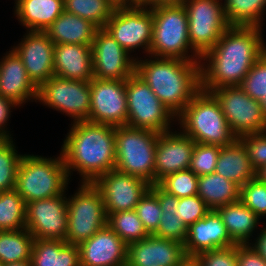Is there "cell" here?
<instances>
[{
  "label": "cell",
  "mask_w": 266,
  "mask_h": 266,
  "mask_svg": "<svg viewBox=\"0 0 266 266\" xmlns=\"http://www.w3.org/2000/svg\"><path fill=\"white\" fill-rule=\"evenodd\" d=\"M261 29L230 26L217 44L200 57V89L210 92L218 87L240 86L266 51Z\"/></svg>",
  "instance_id": "cell-1"
},
{
  "label": "cell",
  "mask_w": 266,
  "mask_h": 266,
  "mask_svg": "<svg viewBox=\"0 0 266 266\" xmlns=\"http://www.w3.org/2000/svg\"><path fill=\"white\" fill-rule=\"evenodd\" d=\"M63 143L61 154L68 176L72 171H78L81 183L93 184L100 176L115 169L114 126L74 122Z\"/></svg>",
  "instance_id": "cell-2"
},
{
  "label": "cell",
  "mask_w": 266,
  "mask_h": 266,
  "mask_svg": "<svg viewBox=\"0 0 266 266\" xmlns=\"http://www.w3.org/2000/svg\"><path fill=\"white\" fill-rule=\"evenodd\" d=\"M151 58L138 60L137 57L135 73L177 117L200 90V61Z\"/></svg>",
  "instance_id": "cell-3"
},
{
  "label": "cell",
  "mask_w": 266,
  "mask_h": 266,
  "mask_svg": "<svg viewBox=\"0 0 266 266\" xmlns=\"http://www.w3.org/2000/svg\"><path fill=\"white\" fill-rule=\"evenodd\" d=\"M176 120L183 133L196 143L225 147L237 139L217 99L211 92L202 89L194 95Z\"/></svg>",
  "instance_id": "cell-4"
},
{
  "label": "cell",
  "mask_w": 266,
  "mask_h": 266,
  "mask_svg": "<svg viewBox=\"0 0 266 266\" xmlns=\"http://www.w3.org/2000/svg\"><path fill=\"white\" fill-rule=\"evenodd\" d=\"M69 180L61 152L53 159L24 154L16 172L15 190L27 204L65 193Z\"/></svg>",
  "instance_id": "cell-5"
},
{
  "label": "cell",
  "mask_w": 266,
  "mask_h": 266,
  "mask_svg": "<svg viewBox=\"0 0 266 266\" xmlns=\"http://www.w3.org/2000/svg\"><path fill=\"white\" fill-rule=\"evenodd\" d=\"M150 9L153 16V38L149 56L200 61L201 56L190 44L185 6L183 4L156 5L151 6ZM189 49L192 52L191 55Z\"/></svg>",
  "instance_id": "cell-6"
},
{
  "label": "cell",
  "mask_w": 266,
  "mask_h": 266,
  "mask_svg": "<svg viewBox=\"0 0 266 266\" xmlns=\"http://www.w3.org/2000/svg\"><path fill=\"white\" fill-rule=\"evenodd\" d=\"M159 133L129 126L115 127V169L155 184V155Z\"/></svg>",
  "instance_id": "cell-7"
},
{
  "label": "cell",
  "mask_w": 266,
  "mask_h": 266,
  "mask_svg": "<svg viewBox=\"0 0 266 266\" xmlns=\"http://www.w3.org/2000/svg\"><path fill=\"white\" fill-rule=\"evenodd\" d=\"M67 198L68 227L65 241L79 245L107 225V214L100 191L90 183H82Z\"/></svg>",
  "instance_id": "cell-8"
},
{
  "label": "cell",
  "mask_w": 266,
  "mask_h": 266,
  "mask_svg": "<svg viewBox=\"0 0 266 266\" xmlns=\"http://www.w3.org/2000/svg\"><path fill=\"white\" fill-rule=\"evenodd\" d=\"M126 96L127 126L157 133L171 130V120L176 117L135 72L126 80Z\"/></svg>",
  "instance_id": "cell-9"
},
{
  "label": "cell",
  "mask_w": 266,
  "mask_h": 266,
  "mask_svg": "<svg viewBox=\"0 0 266 266\" xmlns=\"http://www.w3.org/2000/svg\"><path fill=\"white\" fill-rule=\"evenodd\" d=\"M104 29L127 52L141 47L149 55L153 16L147 5L117 4Z\"/></svg>",
  "instance_id": "cell-10"
},
{
  "label": "cell",
  "mask_w": 266,
  "mask_h": 266,
  "mask_svg": "<svg viewBox=\"0 0 266 266\" xmlns=\"http://www.w3.org/2000/svg\"><path fill=\"white\" fill-rule=\"evenodd\" d=\"M221 1L187 0L183 4L187 12L190 44L200 56L212 49L230 27Z\"/></svg>",
  "instance_id": "cell-11"
},
{
  "label": "cell",
  "mask_w": 266,
  "mask_h": 266,
  "mask_svg": "<svg viewBox=\"0 0 266 266\" xmlns=\"http://www.w3.org/2000/svg\"><path fill=\"white\" fill-rule=\"evenodd\" d=\"M38 102L65 113L74 122L88 121L90 81L68 80L52 76L38 87Z\"/></svg>",
  "instance_id": "cell-12"
},
{
  "label": "cell",
  "mask_w": 266,
  "mask_h": 266,
  "mask_svg": "<svg viewBox=\"0 0 266 266\" xmlns=\"http://www.w3.org/2000/svg\"><path fill=\"white\" fill-rule=\"evenodd\" d=\"M217 99L231 131L238 138L266 130V118L259 100L251 98L240 86H224L210 91Z\"/></svg>",
  "instance_id": "cell-13"
},
{
  "label": "cell",
  "mask_w": 266,
  "mask_h": 266,
  "mask_svg": "<svg viewBox=\"0 0 266 266\" xmlns=\"http://www.w3.org/2000/svg\"><path fill=\"white\" fill-rule=\"evenodd\" d=\"M88 121L114 127L127 126L126 80L92 78Z\"/></svg>",
  "instance_id": "cell-14"
},
{
  "label": "cell",
  "mask_w": 266,
  "mask_h": 266,
  "mask_svg": "<svg viewBox=\"0 0 266 266\" xmlns=\"http://www.w3.org/2000/svg\"><path fill=\"white\" fill-rule=\"evenodd\" d=\"M93 185L102 195L107 216L110 213L134 210L151 187L143 179L117 169L100 176Z\"/></svg>",
  "instance_id": "cell-15"
},
{
  "label": "cell",
  "mask_w": 266,
  "mask_h": 266,
  "mask_svg": "<svg viewBox=\"0 0 266 266\" xmlns=\"http://www.w3.org/2000/svg\"><path fill=\"white\" fill-rule=\"evenodd\" d=\"M93 77L108 80H127L135 72V60L104 29L96 31L91 44Z\"/></svg>",
  "instance_id": "cell-16"
},
{
  "label": "cell",
  "mask_w": 266,
  "mask_h": 266,
  "mask_svg": "<svg viewBox=\"0 0 266 266\" xmlns=\"http://www.w3.org/2000/svg\"><path fill=\"white\" fill-rule=\"evenodd\" d=\"M67 227V197L64 193L26 204V229L34 239L65 241Z\"/></svg>",
  "instance_id": "cell-17"
},
{
  "label": "cell",
  "mask_w": 266,
  "mask_h": 266,
  "mask_svg": "<svg viewBox=\"0 0 266 266\" xmlns=\"http://www.w3.org/2000/svg\"><path fill=\"white\" fill-rule=\"evenodd\" d=\"M54 47L44 31H27L18 46L13 48L37 87L54 76Z\"/></svg>",
  "instance_id": "cell-18"
},
{
  "label": "cell",
  "mask_w": 266,
  "mask_h": 266,
  "mask_svg": "<svg viewBox=\"0 0 266 266\" xmlns=\"http://www.w3.org/2000/svg\"><path fill=\"white\" fill-rule=\"evenodd\" d=\"M187 260L182 243L149 235L128 245L126 266H182Z\"/></svg>",
  "instance_id": "cell-19"
},
{
  "label": "cell",
  "mask_w": 266,
  "mask_h": 266,
  "mask_svg": "<svg viewBox=\"0 0 266 266\" xmlns=\"http://www.w3.org/2000/svg\"><path fill=\"white\" fill-rule=\"evenodd\" d=\"M195 143L181 130L159 133L155 155V184L166 175L190 168Z\"/></svg>",
  "instance_id": "cell-20"
},
{
  "label": "cell",
  "mask_w": 266,
  "mask_h": 266,
  "mask_svg": "<svg viewBox=\"0 0 266 266\" xmlns=\"http://www.w3.org/2000/svg\"><path fill=\"white\" fill-rule=\"evenodd\" d=\"M80 266H126L128 245L108 226L78 245Z\"/></svg>",
  "instance_id": "cell-21"
},
{
  "label": "cell",
  "mask_w": 266,
  "mask_h": 266,
  "mask_svg": "<svg viewBox=\"0 0 266 266\" xmlns=\"http://www.w3.org/2000/svg\"><path fill=\"white\" fill-rule=\"evenodd\" d=\"M183 245L186 257L193 259L205 251L236 244L231 240L219 213L210 210L202 219L187 228V237Z\"/></svg>",
  "instance_id": "cell-22"
},
{
  "label": "cell",
  "mask_w": 266,
  "mask_h": 266,
  "mask_svg": "<svg viewBox=\"0 0 266 266\" xmlns=\"http://www.w3.org/2000/svg\"><path fill=\"white\" fill-rule=\"evenodd\" d=\"M0 95L18 105L37 102L38 87L29 78L21 58L12 49L0 61Z\"/></svg>",
  "instance_id": "cell-23"
},
{
  "label": "cell",
  "mask_w": 266,
  "mask_h": 266,
  "mask_svg": "<svg viewBox=\"0 0 266 266\" xmlns=\"http://www.w3.org/2000/svg\"><path fill=\"white\" fill-rule=\"evenodd\" d=\"M54 75L68 80L91 81L93 61L91 45L58 44L54 47Z\"/></svg>",
  "instance_id": "cell-24"
},
{
  "label": "cell",
  "mask_w": 266,
  "mask_h": 266,
  "mask_svg": "<svg viewBox=\"0 0 266 266\" xmlns=\"http://www.w3.org/2000/svg\"><path fill=\"white\" fill-rule=\"evenodd\" d=\"M98 29L91 21L64 10L44 32L55 45H91Z\"/></svg>",
  "instance_id": "cell-25"
},
{
  "label": "cell",
  "mask_w": 266,
  "mask_h": 266,
  "mask_svg": "<svg viewBox=\"0 0 266 266\" xmlns=\"http://www.w3.org/2000/svg\"><path fill=\"white\" fill-rule=\"evenodd\" d=\"M15 14L27 31L46 30L64 11L63 0H15Z\"/></svg>",
  "instance_id": "cell-26"
},
{
  "label": "cell",
  "mask_w": 266,
  "mask_h": 266,
  "mask_svg": "<svg viewBox=\"0 0 266 266\" xmlns=\"http://www.w3.org/2000/svg\"><path fill=\"white\" fill-rule=\"evenodd\" d=\"M255 171L244 145L238 138L230 145L220 147L215 169L217 174L242 187L255 178Z\"/></svg>",
  "instance_id": "cell-27"
},
{
  "label": "cell",
  "mask_w": 266,
  "mask_h": 266,
  "mask_svg": "<svg viewBox=\"0 0 266 266\" xmlns=\"http://www.w3.org/2000/svg\"><path fill=\"white\" fill-rule=\"evenodd\" d=\"M32 266H80L78 245L58 239H34Z\"/></svg>",
  "instance_id": "cell-28"
},
{
  "label": "cell",
  "mask_w": 266,
  "mask_h": 266,
  "mask_svg": "<svg viewBox=\"0 0 266 266\" xmlns=\"http://www.w3.org/2000/svg\"><path fill=\"white\" fill-rule=\"evenodd\" d=\"M221 216L231 240L236 244H250V237L257 229L260 217L240 200L216 209Z\"/></svg>",
  "instance_id": "cell-29"
},
{
  "label": "cell",
  "mask_w": 266,
  "mask_h": 266,
  "mask_svg": "<svg viewBox=\"0 0 266 266\" xmlns=\"http://www.w3.org/2000/svg\"><path fill=\"white\" fill-rule=\"evenodd\" d=\"M197 186V195L210 210L235 203L240 198L241 187L216 172L199 176Z\"/></svg>",
  "instance_id": "cell-30"
},
{
  "label": "cell",
  "mask_w": 266,
  "mask_h": 266,
  "mask_svg": "<svg viewBox=\"0 0 266 266\" xmlns=\"http://www.w3.org/2000/svg\"><path fill=\"white\" fill-rule=\"evenodd\" d=\"M150 190L157 196L162 210L160 225L153 235L184 244L187 237V226L183 223L182 218L176 217L179 198L167 193L158 184L151 185Z\"/></svg>",
  "instance_id": "cell-31"
},
{
  "label": "cell",
  "mask_w": 266,
  "mask_h": 266,
  "mask_svg": "<svg viewBox=\"0 0 266 266\" xmlns=\"http://www.w3.org/2000/svg\"><path fill=\"white\" fill-rule=\"evenodd\" d=\"M33 235L23 228L18 231H0V262L2 264L31 261Z\"/></svg>",
  "instance_id": "cell-32"
},
{
  "label": "cell",
  "mask_w": 266,
  "mask_h": 266,
  "mask_svg": "<svg viewBox=\"0 0 266 266\" xmlns=\"http://www.w3.org/2000/svg\"><path fill=\"white\" fill-rule=\"evenodd\" d=\"M223 7L230 26L262 27L266 0H224Z\"/></svg>",
  "instance_id": "cell-33"
},
{
  "label": "cell",
  "mask_w": 266,
  "mask_h": 266,
  "mask_svg": "<svg viewBox=\"0 0 266 266\" xmlns=\"http://www.w3.org/2000/svg\"><path fill=\"white\" fill-rule=\"evenodd\" d=\"M64 10L104 28L116 5L114 0H63Z\"/></svg>",
  "instance_id": "cell-34"
},
{
  "label": "cell",
  "mask_w": 266,
  "mask_h": 266,
  "mask_svg": "<svg viewBox=\"0 0 266 266\" xmlns=\"http://www.w3.org/2000/svg\"><path fill=\"white\" fill-rule=\"evenodd\" d=\"M26 228V202L13 189L0 192V231Z\"/></svg>",
  "instance_id": "cell-35"
},
{
  "label": "cell",
  "mask_w": 266,
  "mask_h": 266,
  "mask_svg": "<svg viewBox=\"0 0 266 266\" xmlns=\"http://www.w3.org/2000/svg\"><path fill=\"white\" fill-rule=\"evenodd\" d=\"M107 225L127 244L147 238L150 234L135 210L110 213Z\"/></svg>",
  "instance_id": "cell-36"
},
{
  "label": "cell",
  "mask_w": 266,
  "mask_h": 266,
  "mask_svg": "<svg viewBox=\"0 0 266 266\" xmlns=\"http://www.w3.org/2000/svg\"><path fill=\"white\" fill-rule=\"evenodd\" d=\"M11 138H0V192L15 189L16 172L23 155L18 154Z\"/></svg>",
  "instance_id": "cell-37"
},
{
  "label": "cell",
  "mask_w": 266,
  "mask_h": 266,
  "mask_svg": "<svg viewBox=\"0 0 266 266\" xmlns=\"http://www.w3.org/2000/svg\"><path fill=\"white\" fill-rule=\"evenodd\" d=\"M198 178L190 169L166 175L157 184L167 193L184 198L197 195Z\"/></svg>",
  "instance_id": "cell-38"
},
{
  "label": "cell",
  "mask_w": 266,
  "mask_h": 266,
  "mask_svg": "<svg viewBox=\"0 0 266 266\" xmlns=\"http://www.w3.org/2000/svg\"><path fill=\"white\" fill-rule=\"evenodd\" d=\"M134 210L146 231L153 235L160 225V217L162 215L157 196L149 189Z\"/></svg>",
  "instance_id": "cell-39"
},
{
  "label": "cell",
  "mask_w": 266,
  "mask_h": 266,
  "mask_svg": "<svg viewBox=\"0 0 266 266\" xmlns=\"http://www.w3.org/2000/svg\"><path fill=\"white\" fill-rule=\"evenodd\" d=\"M240 87L251 98L261 101L266 95V51L254 63Z\"/></svg>",
  "instance_id": "cell-40"
},
{
  "label": "cell",
  "mask_w": 266,
  "mask_h": 266,
  "mask_svg": "<svg viewBox=\"0 0 266 266\" xmlns=\"http://www.w3.org/2000/svg\"><path fill=\"white\" fill-rule=\"evenodd\" d=\"M219 153V146L195 143L189 169L197 176L215 172Z\"/></svg>",
  "instance_id": "cell-41"
},
{
  "label": "cell",
  "mask_w": 266,
  "mask_h": 266,
  "mask_svg": "<svg viewBox=\"0 0 266 266\" xmlns=\"http://www.w3.org/2000/svg\"><path fill=\"white\" fill-rule=\"evenodd\" d=\"M239 200L258 217L266 215V184L256 178L248 181L240 188Z\"/></svg>",
  "instance_id": "cell-42"
},
{
  "label": "cell",
  "mask_w": 266,
  "mask_h": 266,
  "mask_svg": "<svg viewBox=\"0 0 266 266\" xmlns=\"http://www.w3.org/2000/svg\"><path fill=\"white\" fill-rule=\"evenodd\" d=\"M244 145L252 167L257 170L266 165V130L238 137Z\"/></svg>",
  "instance_id": "cell-43"
},
{
  "label": "cell",
  "mask_w": 266,
  "mask_h": 266,
  "mask_svg": "<svg viewBox=\"0 0 266 266\" xmlns=\"http://www.w3.org/2000/svg\"><path fill=\"white\" fill-rule=\"evenodd\" d=\"M176 209V217L182 218L187 228L202 219L210 211L198 195L179 198Z\"/></svg>",
  "instance_id": "cell-44"
},
{
  "label": "cell",
  "mask_w": 266,
  "mask_h": 266,
  "mask_svg": "<svg viewBox=\"0 0 266 266\" xmlns=\"http://www.w3.org/2000/svg\"><path fill=\"white\" fill-rule=\"evenodd\" d=\"M191 260L197 266H237V245L205 251Z\"/></svg>",
  "instance_id": "cell-45"
},
{
  "label": "cell",
  "mask_w": 266,
  "mask_h": 266,
  "mask_svg": "<svg viewBox=\"0 0 266 266\" xmlns=\"http://www.w3.org/2000/svg\"><path fill=\"white\" fill-rule=\"evenodd\" d=\"M252 244V245H251ZM237 266H266V260L253 243L237 245Z\"/></svg>",
  "instance_id": "cell-46"
},
{
  "label": "cell",
  "mask_w": 266,
  "mask_h": 266,
  "mask_svg": "<svg viewBox=\"0 0 266 266\" xmlns=\"http://www.w3.org/2000/svg\"><path fill=\"white\" fill-rule=\"evenodd\" d=\"M15 106L18 105L0 95V138H11V134H9V131L5 130V127L7 121H9L10 113L12 112L10 110L13 107L15 108Z\"/></svg>",
  "instance_id": "cell-47"
},
{
  "label": "cell",
  "mask_w": 266,
  "mask_h": 266,
  "mask_svg": "<svg viewBox=\"0 0 266 266\" xmlns=\"http://www.w3.org/2000/svg\"><path fill=\"white\" fill-rule=\"evenodd\" d=\"M260 233L258 237L255 239V243L253 244L255 248L260 252L262 257L266 260V227L260 229Z\"/></svg>",
  "instance_id": "cell-48"
},
{
  "label": "cell",
  "mask_w": 266,
  "mask_h": 266,
  "mask_svg": "<svg viewBox=\"0 0 266 266\" xmlns=\"http://www.w3.org/2000/svg\"><path fill=\"white\" fill-rule=\"evenodd\" d=\"M187 0H150L146 5L156 6V5H174V4H184Z\"/></svg>",
  "instance_id": "cell-49"
},
{
  "label": "cell",
  "mask_w": 266,
  "mask_h": 266,
  "mask_svg": "<svg viewBox=\"0 0 266 266\" xmlns=\"http://www.w3.org/2000/svg\"><path fill=\"white\" fill-rule=\"evenodd\" d=\"M255 178L262 183L266 184V165L259 167L255 171Z\"/></svg>",
  "instance_id": "cell-50"
},
{
  "label": "cell",
  "mask_w": 266,
  "mask_h": 266,
  "mask_svg": "<svg viewBox=\"0 0 266 266\" xmlns=\"http://www.w3.org/2000/svg\"><path fill=\"white\" fill-rule=\"evenodd\" d=\"M4 266H32L31 261L12 262L4 264Z\"/></svg>",
  "instance_id": "cell-51"
},
{
  "label": "cell",
  "mask_w": 266,
  "mask_h": 266,
  "mask_svg": "<svg viewBox=\"0 0 266 266\" xmlns=\"http://www.w3.org/2000/svg\"><path fill=\"white\" fill-rule=\"evenodd\" d=\"M150 0H129V4L146 5Z\"/></svg>",
  "instance_id": "cell-52"
},
{
  "label": "cell",
  "mask_w": 266,
  "mask_h": 266,
  "mask_svg": "<svg viewBox=\"0 0 266 266\" xmlns=\"http://www.w3.org/2000/svg\"><path fill=\"white\" fill-rule=\"evenodd\" d=\"M261 107H262V112L264 117L266 118V95L265 97L260 101Z\"/></svg>",
  "instance_id": "cell-53"
},
{
  "label": "cell",
  "mask_w": 266,
  "mask_h": 266,
  "mask_svg": "<svg viewBox=\"0 0 266 266\" xmlns=\"http://www.w3.org/2000/svg\"><path fill=\"white\" fill-rule=\"evenodd\" d=\"M182 266H197L191 259H188Z\"/></svg>",
  "instance_id": "cell-54"
},
{
  "label": "cell",
  "mask_w": 266,
  "mask_h": 266,
  "mask_svg": "<svg viewBox=\"0 0 266 266\" xmlns=\"http://www.w3.org/2000/svg\"><path fill=\"white\" fill-rule=\"evenodd\" d=\"M118 4H129V0H114Z\"/></svg>",
  "instance_id": "cell-55"
}]
</instances>
